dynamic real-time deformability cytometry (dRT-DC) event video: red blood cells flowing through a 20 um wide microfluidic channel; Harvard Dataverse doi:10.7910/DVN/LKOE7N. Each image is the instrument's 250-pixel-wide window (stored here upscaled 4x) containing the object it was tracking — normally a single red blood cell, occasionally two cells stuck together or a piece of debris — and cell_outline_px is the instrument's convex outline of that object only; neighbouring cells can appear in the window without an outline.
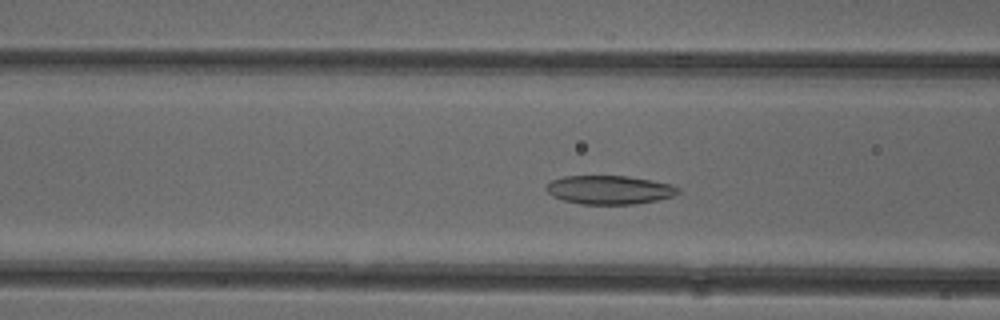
{"species": "common noctule bat (a hibernating species)", "species_latin": "Nyctalus noctula", "temperature_condition": "cold", "stored_images_in_passage": 48, "camera_frame_rate_fps": 3000, "um_per_image_px": 0.085, "animal": {"sex": "female"}, "frame": {"image": 1, "passage_image": 16, "time_ms": 5.0, "image_size_px": [1000, 320], "cell_outline_px": [[680, 192], [672, 196], [656, 200], [632, 204], [580, 204], [564, 200], [552, 196], [544, 188], [552, 180], [564, 176], [628, 176], [652, 180], [672, 184], [680, 188]], "centroid_in_image_um": [51.8, 16.13], "position_along_channel_um": 114.8, "area_um2": 22.02}}
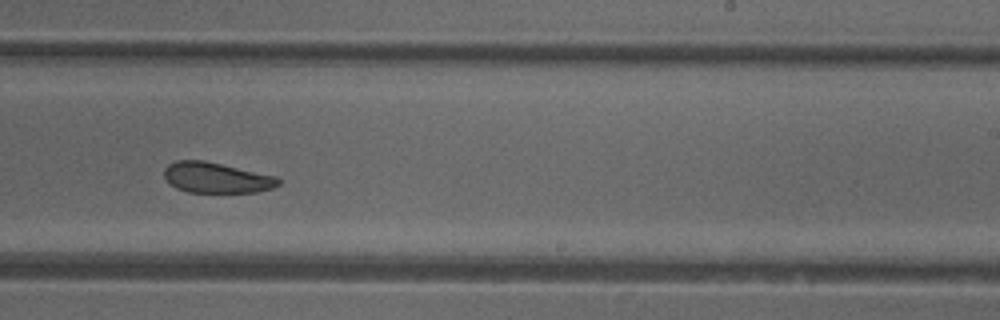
{"frame": {"image": 2, "passage_image": 28, "time_ms": 9.0, "image_size_px": [1000, 320], "cell_outline_px": [[280, 184], [272, 188], [256, 192], [188, 192], [176, 188], [164, 176], [164, 168], [168, 164], [176, 160], [204, 160], [276, 176], [280, 180]], "centroid_in_image_um": [18.39, 15.1], "position_along_channel_um": 270.6, "area_um2": 20.23}}
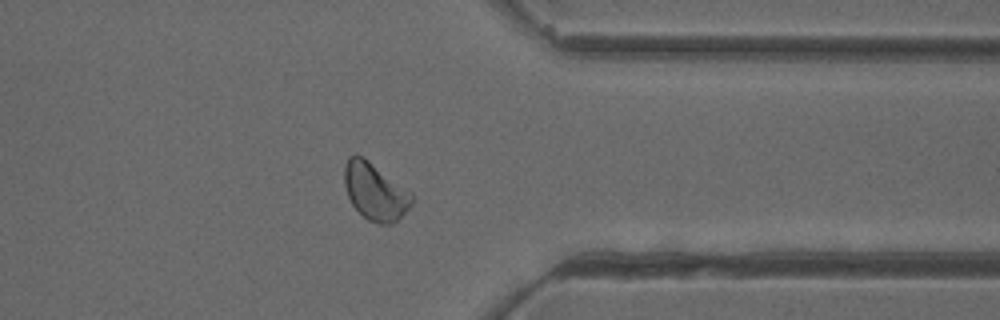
{"frame": {"image": 3, "passage_image": 37, "time_ms": 12.0, "image_size_px": [1000, 320], "cell_outline_px": [[412, 204], [396, 220], [388, 224], [380, 224], [368, 220], [352, 204], [348, 196], [344, 184], [344, 164], [348, 156], [356, 152], [364, 156], [412, 192]], "centroid_in_image_um": [31.85, 16.21], "position_along_channel_um": 379.6, "area_um2": 22.54}, "authors_computed_cell_mechanics": {"area_um2": 22.542, "velocity_mm_per_s": 3.9002, "shape_relaxation_time_tau1_ms": 6.4174, "shape_relaxation_time_tau2_ms": 4.3805, "deformation_change_tau1": 0.124, "deformation_change_tau2": 0.1011}}